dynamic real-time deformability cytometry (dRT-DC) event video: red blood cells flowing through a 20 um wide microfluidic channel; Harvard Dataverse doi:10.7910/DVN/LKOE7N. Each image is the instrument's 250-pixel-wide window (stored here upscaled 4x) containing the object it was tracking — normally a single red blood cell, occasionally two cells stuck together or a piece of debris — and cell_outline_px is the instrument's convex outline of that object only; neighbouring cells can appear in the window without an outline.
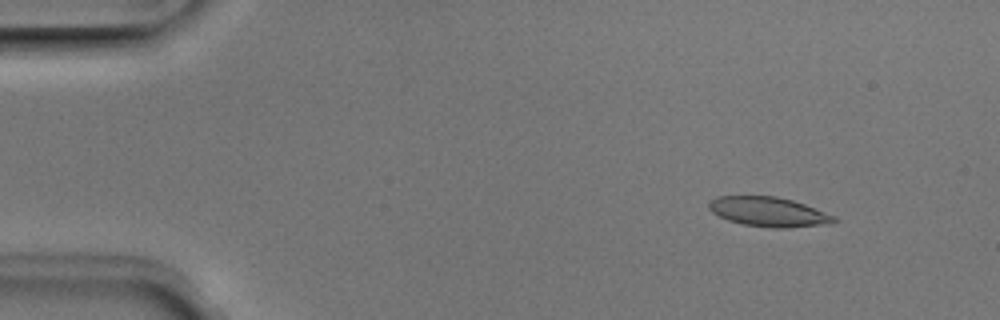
{"species": "Egyptian fruit bat (a non-hibernating species)", "species_latin": "Rousettus aegyptiacus", "temperature_condition": "room temperature", "stored_images_in_passage": 51, "camera_frame_rate_fps": 3000, "um_per_image_px": 0.085, "animal": {"sex": "male"}, "frame": {"image": 1, "passage_image": 6, "time_ms": 1.667, "image_size_px": [1000, 320], "cell_outline_px": [[840, 220], [820, 224], [788, 228], [772, 228], [744, 224], [728, 220], [712, 212], [708, 208], [708, 204], [716, 196], [776, 196], [792, 200], [804, 204], [836, 216]], "centroid_in_image_um": [65.32, 18.0], "position_along_channel_um": 19.7, "area_um2": 21.33}}
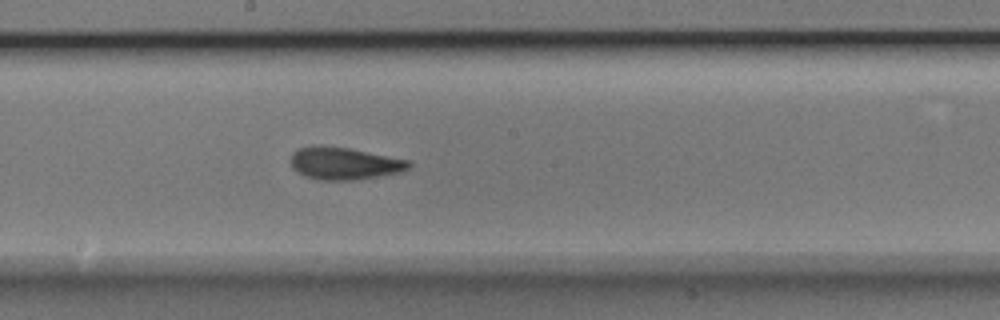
{"frame": {"image": 2, "passage_image": 28, "time_ms": 9.0, "image_size_px": [1000, 320], "cell_outline_px": [[412, 164], [408, 168], [400, 172], [352, 180], [320, 180], [304, 176], [296, 172], [292, 168], [292, 152], [296, 148], [320, 144], [348, 148], [412, 160]], "centroid_in_image_um": [29.24, 13.87], "position_along_channel_um": 219.0, "area_um2": 22.43}}
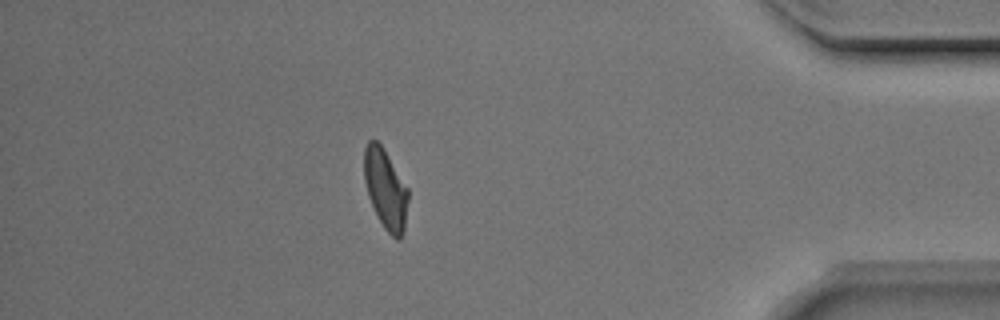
{"frame": {"image": 3, "passage_image": 45, "time_ms": 14.667, "image_size_px": [1000, 320], "cell_outline_px": [[408, 200], [404, 228], [400, 240], [396, 240], [384, 228], [368, 196], [364, 180], [364, 148], [368, 140], [376, 140], [380, 144], [408, 188]], "centroid_in_image_um": [32.76, 16.07], "position_along_channel_um": 402.4, "area_um2": 20.17}, "authors_computed_cell_mechanics": {"area_um2": 21.6172, "velocity_mm_per_s": 3.9569, "shape_relaxation_time_tau1_ms": 7.1017, "shape_relaxation_time_tau2_ms": 2.1055, "deformation_change_tau1": 0.1917, "deformation_change_tau2": 0.0935}}